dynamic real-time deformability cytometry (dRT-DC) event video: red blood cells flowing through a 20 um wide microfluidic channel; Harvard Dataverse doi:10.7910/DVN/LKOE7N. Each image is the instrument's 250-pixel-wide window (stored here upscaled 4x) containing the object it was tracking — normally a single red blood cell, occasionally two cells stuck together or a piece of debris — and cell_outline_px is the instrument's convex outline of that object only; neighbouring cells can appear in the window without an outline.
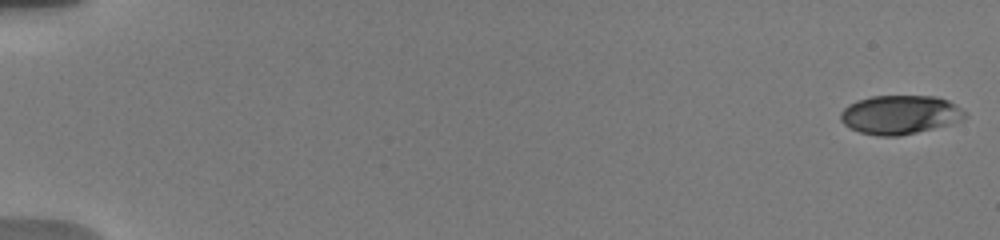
{"species": "human", "species_latin": "Homo sapiens", "temperature_condition": "warm", "stored_images_in_passage": 23, "camera_frame_rate_fps": 3000, "um_per_image_px": 0.085, "donor": {"sex": "male"}, "frame": {"image": 1, "passage_image": 1, "time_ms": 0.0, "image_size_px": [1000, 240], "cell_outline_px": [[968, 116], [964, 120], [952, 124], [900, 136], [880, 136], [860, 132], [844, 124], [840, 120], [840, 112], [848, 104], [856, 100], [872, 96], [936, 96], [948, 100], [956, 104], [968, 112]], "centroid_in_image_um": [76.55, 9.74], "position_along_channel_um": 8.4, "area_um2": 28.55}}
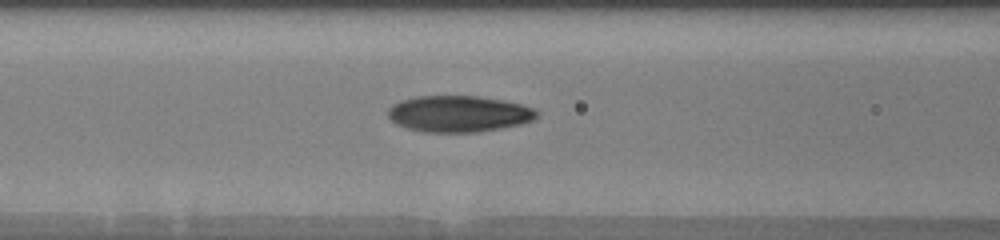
{"frame": {"image": 2, "passage_image": 20, "time_ms": 8.0, "image_size_px": [1000, 240], "cell_outline_px": [[540, 112], [532, 120], [520, 124], [500, 128], [476, 132], [420, 132], [396, 124], [388, 116], [388, 108], [392, 104], [400, 100], [416, 96], [476, 96], [504, 100], [536, 108]], "centroid_in_image_um": [38.98, 9.67], "position_along_channel_um": 127.6, "area_um2": 31.62}}
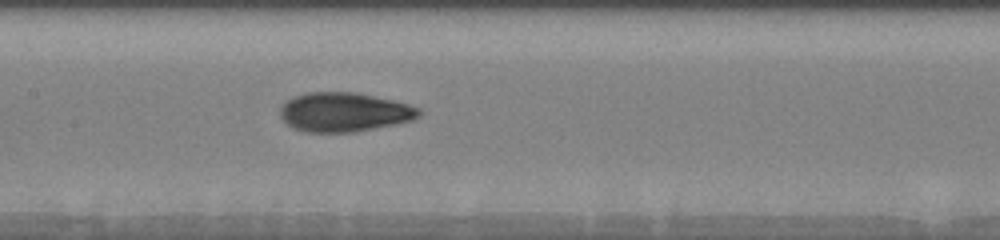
{"frame": {"image": 3, "passage_image": 23, "time_ms": 9.333, "image_size_px": [1000, 240], "cell_outline_px": [[424, 112], [420, 116], [412, 120], [396, 124], [376, 128], [352, 132], [304, 132], [288, 124], [280, 116], [280, 108], [292, 96], [308, 92], [356, 92], [392, 100], [408, 104], [420, 108]], "centroid_in_image_um": [29.29, 9.52], "position_along_channel_um": 178.1, "area_um2": 31.73}}